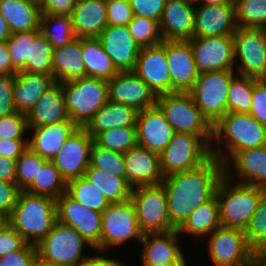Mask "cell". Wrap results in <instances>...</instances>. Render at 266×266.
<instances>
[{
    "label": "cell",
    "instance_id": "6da1fadb",
    "mask_svg": "<svg viewBox=\"0 0 266 266\" xmlns=\"http://www.w3.org/2000/svg\"><path fill=\"white\" fill-rule=\"evenodd\" d=\"M224 176L223 163L211 156L200 166L165 176L161 182L167 196L171 223L178 229L200 205L215 196Z\"/></svg>",
    "mask_w": 266,
    "mask_h": 266
},
{
    "label": "cell",
    "instance_id": "7a4b0ae2",
    "mask_svg": "<svg viewBox=\"0 0 266 266\" xmlns=\"http://www.w3.org/2000/svg\"><path fill=\"white\" fill-rule=\"evenodd\" d=\"M266 145V126L249 113L227 112L213 125L211 155L223 164L236 152Z\"/></svg>",
    "mask_w": 266,
    "mask_h": 266
},
{
    "label": "cell",
    "instance_id": "3957f363",
    "mask_svg": "<svg viewBox=\"0 0 266 266\" xmlns=\"http://www.w3.org/2000/svg\"><path fill=\"white\" fill-rule=\"evenodd\" d=\"M57 221L54 198L20 191L8 223L21 235L25 243L37 245Z\"/></svg>",
    "mask_w": 266,
    "mask_h": 266
},
{
    "label": "cell",
    "instance_id": "277c9868",
    "mask_svg": "<svg viewBox=\"0 0 266 266\" xmlns=\"http://www.w3.org/2000/svg\"><path fill=\"white\" fill-rule=\"evenodd\" d=\"M265 194L264 188L238 183L223 176L215 193L221 227L244 230Z\"/></svg>",
    "mask_w": 266,
    "mask_h": 266
},
{
    "label": "cell",
    "instance_id": "5b68a950",
    "mask_svg": "<svg viewBox=\"0 0 266 266\" xmlns=\"http://www.w3.org/2000/svg\"><path fill=\"white\" fill-rule=\"evenodd\" d=\"M69 118L78 127H85L108 101L107 81L93 77H83L62 82Z\"/></svg>",
    "mask_w": 266,
    "mask_h": 266
},
{
    "label": "cell",
    "instance_id": "8992f818",
    "mask_svg": "<svg viewBox=\"0 0 266 266\" xmlns=\"http://www.w3.org/2000/svg\"><path fill=\"white\" fill-rule=\"evenodd\" d=\"M142 235L131 200L111 203L102 212L100 251L117 252V249H123L129 244L131 247L133 242V248L136 246L138 249Z\"/></svg>",
    "mask_w": 266,
    "mask_h": 266
},
{
    "label": "cell",
    "instance_id": "52a82bcc",
    "mask_svg": "<svg viewBox=\"0 0 266 266\" xmlns=\"http://www.w3.org/2000/svg\"><path fill=\"white\" fill-rule=\"evenodd\" d=\"M36 248L40 256L59 266H80L95 249L76 229L59 221Z\"/></svg>",
    "mask_w": 266,
    "mask_h": 266
},
{
    "label": "cell",
    "instance_id": "ba28073f",
    "mask_svg": "<svg viewBox=\"0 0 266 266\" xmlns=\"http://www.w3.org/2000/svg\"><path fill=\"white\" fill-rule=\"evenodd\" d=\"M212 140L213 136L174 133L171 141L159 155L164 177L194 169L206 162L212 156Z\"/></svg>",
    "mask_w": 266,
    "mask_h": 266
},
{
    "label": "cell",
    "instance_id": "9c48e42d",
    "mask_svg": "<svg viewBox=\"0 0 266 266\" xmlns=\"http://www.w3.org/2000/svg\"><path fill=\"white\" fill-rule=\"evenodd\" d=\"M236 75L235 70L200 73L189 91L202 115L212 126L227 113L229 85Z\"/></svg>",
    "mask_w": 266,
    "mask_h": 266
},
{
    "label": "cell",
    "instance_id": "30bf717a",
    "mask_svg": "<svg viewBox=\"0 0 266 266\" xmlns=\"http://www.w3.org/2000/svg\"><path fill=\"white\" fill-rule=\"evenodd\" d=\"M156 105L164 113L174 133L213 136V126L202 115L189 92L158 95Z\"/></svg>",
    "mask_w": 266,
    "mask_h": 266
},
{
    "label": "cell",
    "instance_id": "8fae6325",
    "mask_svg": "<svg viewBox=\"0 0 266 266\" xmlns=\"http://www.w3.org/2000/svg\"><path fill=\"white\" fill-rule=\"evenodd\" d=\"M205 241L207 261L213 266H245L257 256L252 250L244 230L238 228H216L202 242Z\"/></svg>",
    "mask_w": 266,
    "mask_h": 266
},
{
    "label": "cell",
    "instance_id": "7c38bea8",
    "mask_svg": "<svg viewBox=\"0 0 266 266\" xmlns=\"http://www.w3.org/2000/svg\"><path fill=\"white\" fill-rule=\"evenodd\" d=\"M130 200L143 234L167 233L177 229L168 215L167 196L162 184L134 188Z\"/></svg>",
    "mask_w": 266,
    "mask_h": 266
},
{
    "label": "cell",
    "instance_id": "4fadbf2b",
    "mask_svg": "<svg viewBox=\"0 0 266 266\" xmlns=\"http://www.w3.org/2000/svg\"><path fill=\"white\" fill-rule=\"evenodd\" d=\"M233 37L237 75L266 79V29L238 27Z\"/></svg>",
    "mask_w": 266,
    "mask_h": 266
},
{
    "label": "cell",
    "instance_id": "5bb4252c",
    "mask_svg": "<svg viewBox=\"0 0 266 266\" xmlns=\"http://www.w3.org/2000/svg\"><path fill=\"white\" fill-rule=\"evenodd\" d=\"M93 142L86 129L78 127L51 159L66 182L84 176Z\"/></svg>",
    "mask_w": 266,
    "mask_h": 266
},
{
    "label": "cell",
    "instance_id": "9a60e30c",
    "mask_svg": "<svg viewBox=\"0 0 266 266\" xmlns=\"http://www.w3.org/2000/svg\"><path fill=\"white\" fill-rule=\"evenodd\" d=\"M57 221L76 229L96 250L100 251L102 213L86 208L66 192L56 200Z\"/></svg>",
    "mask_w": 266,
    "mask_h": 266
},
{
    "label": "cell",
    "instance_id": "2e32d148",
    "mask_svg": "<svg viewBox=\"0 0 266 266\" xmlns=\"http://www.w3.org/2000/svg\"><path fill=\"white\" fill-rule=\"evenodd\" d=\"M199 73L234 70V37H193L189 40Z\"/></svg>",
    "mask_w": 266,
    "mask_h": 266
},
{
    "label": "cell",
    "instance_id": "e0dca14e",
    "mask_svg": "<svg viewBox=\"0 0 266 266\" xmlns=\"http://www.w3.org/2000/svg\"><path fill=\"white\" fill-rule=\"evenodd\" d=\"M182 239L177 229L167 233L143 234L138 247L141 252L137 250L140 266H171L177 263L186 255Z\"/></svg>",
    "mask_w": 266,
    "mask_h": 266
},
{
    "label": "cell",
    "instance_id": "ac0fdd59",
    "mask_svg": "<svg viewBox=\"0 0 266 266\" xmlns=\"http://www.w3.org/2000/svg\"><path fill=\"white\" fill-rule=\"evenodd\" d=\"M223 168L232 181L266 189V145L236 151Z\"/></svg>",
    "mask_w": 266,
    "mask_h": 266
},
{
    "label": "cell",
    "instance_id": "d6986e66",
    "mask_svg": "<svg viewBox=\"0 0 266 266\" xmlns=\"http://www.w3.org/2000/svg\"><path fill=\"white\" fill-rule=\"evenodd\" d=\"M108 100L123 103L137 111L156 106L157 95L134 72L120 71L107 81Z\"/></svg>",
    "mask_w": 266,
    "mask_h": 266
},
{
    "label": "cell",
    "instance_id": "ffe728a7",
    "mask_svg": "<svg viewBox=\"0 0 266 266\" xmlns=\"http://www.w3.org/2000/svg\"><path fill=\"white\" fill-rule=\"evenodd\" d=\"M134 72L157 96L170 93V72L166 57V40L155 46L141 48Z\"/></svg>",
    "mask_w": 266,
    "mask_h": 266
},
{
    "label": "cell",
    "instance_id": "44dd1931",
    "mask_svg": "<svg viewBox=\"0 0 266 266\" xmlns=\"http://www.w3.org/2000/svg\"><path fill=\"white\" fill-rule=\"evenodd\" d=\"M170 93L189 92L199 77L189 41H166Z\"/></svg>",
    "mask_w": 266,
    "mask_h": 266
},
{
    "label": "cell",
    "instance_id": "7402d4cb",
    "mask_svg": "<svg viewBox=\"0 0 266 266\" xmlns=\"http://www.w3.org/2000/svg\"><path fill=\"white\" fill-rule=\"evenodd\" d=\"M237 28L235 4L195 5L194 37L233 36Z\"/></svg>",
    "mask_w": 266,
    "mask_h": 266
},
{
    "label": "cell",
    "instance_id": "603a6c76",
    "mask_svg": "<svg viewBox=\"0 0 266 266\" xmlns=\"http://www.w3.org/2000/svg\"><path fill=\"white\" fill-rule=\"evenodd\" d=\"M98 39L119 72L134 71L141 48L130 34L128 26L107 25Z\"/></svg>",
    "mask_w": 266,
    "mask_h": 266
},
{
    "label": "cell",
    "instance_id": "cb8c5ba5",
    "mask_svg": "<svg viewBox=\"0 0 266 266\" xmlns=\"http://www.w3.org/2000/svg\"><path fill=\"white\" fill-rule=\"evenodd\" d=\"M136 130L138 145L159 155L174 134L173 128L157 105L138 111Z\"/></svg>",
    "mask_w": 266,
    "mask_h": 266
},
{
    "label": "cell",
    "instance_id": "d4e9b609",
    "mask_svg": "<svg viewBox=\"0 0 266 266\" xmlns=\"http://www.w3.org/2000/svg\"><path fill=\"white\" fill-rule=\"evenodd\" d=\"M195 5L185 0H166L159 30L163 40L189 41L194 37Z\"/></svg>",
    "mask_w": 266,
    "mask_h": 266
},
{
    "label": "cell",
    "instance_id": "484cf974",
    "mask_svg": "<svg viewBox=\"0 0 266 266\" xmlns=\"http://www.w3.org/2000/svg\"><path fill=\"white\" fill-rule=\"evenodd\" d=\"M126 179L134 189L141 186L161 184L164 175L159 154L139 145L124 153Z\"/></svg>",
    "mask_w": 266,
    "mask_h": 266
},
{
    "label": "cell",
    "instance_id": "4316f807",
    "mask_svg": "<svg viewBox=\"0 0 266 266\" xmlns=\"http://www.w3.org/2000/svg\"><path fill=\"white\" fill-rule=\"evenodd\" d=\"M77 128L71 120L29 128L28 147L43 159L51 161Z\"/></svg>",
    "mask_w": 266,
    "mask_h": 266
},
{
    "label": "cell",
    "instance_id": "83f0119b",
    "mask_svg": "<svg viewBox=\"0 0 266 266\" xmlns=\"http://www.w3.org/2000/svg\"><path fill=\"white\" fill-rule=\"evenodd\" d=\"M71 19L76 37L98 38L108 25L106 0L76 1Z\"/></svg>",
    "mask_w": 266,
    "mask_h": 266
},
{
    "label": "cell",
    "instance_id": "f1b7e54d",
    "mask_svg": "<svg viewBox=\"0 0 266 266\" xmlns=\"http://www.w3.org/2000/svg\"><path fill=\"white\" fill-rule=\"evenodd\" d=\"M26 116L28 128L70 120L61 83L56 81L48 88Z\"/></svg>",
    "mask_w": 266,
    "mask_h": 266
},
{
    "label": "cell",
    "instance_id": "f546056e",
    "mask_svg": "<svg viewBox=\"0 0 266 266\" xmlns=\"http://www.w3.org/2000/svg\"><path fill=\"white\" fill-rule=\"evenodd\" d=\"M55 82L53 75L18 71L14 78V107L16 112L27 115L36 101Z\"/></svg>",
    "mask_w": 266,
    "mask_h": 266
},
{
    "label": "cell",
    "instance_id": "4dcf8cb0",
    "mask_svg": "<svg viewBox=\"0 0 266 266\" xmlns=\"http://www.w3.org/2000/svg\"><path fill=\"white\" fill-rule=\"evenodd\" d=\"M219 227H221L219 202L215 195L195 209L177 230L183 240L187 235L188 238H191L192 243L195 240H197L196 242H202L211 232Z\"/></svg>",
    "mask_w": 266,
    "mask_h": 266
},
{
    "label": "cell",
    "instance_id": "1f68e13d",
    "mask_svg": "<svg viewBox=\"0 0 266 266\" xmlns=\"http://www.w3.org/2000/svg\"><path fill=\"white\" fill-rule=\"evenodd\" d=\"M82 56L81 38L79 37L62 47L53 49L54 80L62 83L86 77Z\"/></svg>",
    "mask_w": 266,
    "mask_h": 266
},
{
    "label": "cell",
    "instance_id": "d6a6232c",
    "mask_svg": "<svg viewBox=\"0 0 266 266\" xmlns=\"http://www.w3.org/2000/svg\"><path fill=\"white\" fill-rule=\"evenodd\" d=\"M138 111L126 104L108 100L84 127L94 138L99 132L115 127H136Z\"/></svg>",
    "mask_w": 266,
    "mask_h": 266
},
{
    "label": "cell",
    "instance_id": "836d02e7",
    "mask_svg": "<svg viewBox=\"0 0 266 266\" xmlns=\"http://www.w3.org/2000/svg\"><path fill=\"white\" fill-rule=\"evenodd\" d=\"M0 15L11 33L39 30L40 5L29 0H0Z\"/></svg>",
    "mask_w": 266,
    "mask_h": 266
},
{
    "label": "cell",
    "instance_id": "e575fe53",
    "mask_svg": "<svg viewBox=\"0 0 266 266\" xmlns=\"http://www.w3.org/2000/svg\"><path fill=\"white\" fill-rule=\"evenodd\" d=\"M81 48L86 77L108 81L119 73L98 38H81Z\"/></svg>",
    "mask_w": 266,
    "mask_h": 266
},
{
    "label": "cell",
    "instance_id": "d590c367",
    "mask_svg": "<svg viewBox=\"0 0 266 266\" xmlns=\"http://www.w3.org/2000/svg\"><path fill=\"white\" fill-rule=\"evenodd\" d=\"M84 177L96 186L110 203H121L131 198L133 188L128 184L127 179L90 165L85 171Z\"/></svg>",
    "mask_w": 266,
    "mask_h": 266
},
{
    "label": "cell",
    "instance_id": "8d00e7d4",
    "mask_svg": "<svg viewBox=\"0 0 266 266\" xmlns=\"http://www.w3.org/2000/svg\"><path fill=\"white\" fill-rule=\"evenodd\" d=\"M39 31L51 43L53 49L62 47L76 38L69 15L41 14Z\"/></svg>",
    "mask_w": 266,
    "mask_h": 266
},
{
    "label": "cell",
    "instance_id": "74e56055",
    "mask_svg": "<svg viewBox=\"0 0 266 266\" xmlns=\"http://www.w3.org/2000/svg\"><path fill=\"white\" fill-rule=\"evenodd\" d=\"M66 193L84 207L101 213L111 204L84 176L68 181Z\"/></svg>",
    "mask_w": 266,
    "mask_h": 266
},
{
    "label": "cell",
    "instance_id": "f35d334b",
    "mask_svg": "<svg viewBox=\"0 0 266 266\" xmlns=\"http://www.w3.org/2000/svg\"><path fill=\"white\" fill-rule=\"evenodd\" d=\"M67 182L63 179L58 169L51 161H47L39 170L37 177L25 190L34 195H43L57 200L66 192Z\"/></svg>",
    "mask_w": 266,
    "mask_h": 266
},
{
    "label": "cell",
    "instance_id": "ab89813d",
    "mask_svg": "<svg viewBox=\"0 0 266 266\" xmlns=\"http://www.w3.org/2000/svg\"><path fill=\"white\" fill-rule=\"evenodd\" d=\"M52 55L51 43L40 33L34 40H29V60L25 62V72L53 75Z\"/></svg>",
    "mask_w": 266,
    "mask_h": 266
},
{
    "label": "cell",
    "instance_id": "60d3db41",
    "mask_svg": "<svg viewBox=\"0 0 266 266\" xmlns=\"http://www.w3.org/2000/svg\"><path fill=\"white\" fill-rule=\"evenodd\" d=\"M94 143L115 152L126 153L138 145L136 127H115L99 132Z\"/></svg>",
    "mask_w": 266,
    "mask_h": 266
},
{
    "label": "cell",
    "instance_id": "b9f144b4",
    "mask_svg": "<svg viewBox=\"0 0 266 266\" xmlns=\"http://www.w3.org/2000/svg\"><path fill=\"white\" fill-rule=\"evenodd\" d=\"M253 88L254 78L236 75L229 85L227 112L249 113Z\"/></svg>",
    "mask_w": 266,
    "mask_h": 266
},
{
    "label": "cell",
    "instance_id": "7bdbcfd3",
    "mask_svg": "<svg viewBox=\"0 0 266 266\" xmlns=\"http://www.w3.org/2000/svg\"><path fill=\"white\" fill-rule=\"evenodd\" d=\"M237 26L266 29V0H234Z\"/></svg>",
    "mask_w": 266,
    "mask_h": 266
},
{
    "label": "cell",
    "instance_id": "ee69618b",
    "mask_svg": "<svg viewBox=\"0 0 266 266\" xmlns=\"http://www.w3.org/2000/svg\"><path fill=\"white\" fill-rule=\"evenodd\" d=\"M89 165L93 168H97L126 179L124 153L99 147L93 142L90 151Z\"/></svg>",
    "mask_w": 266,
    "mask_h": 266
},
{
    "label": "cell",
    "instance_id": "f6af8a7d",
    "mask_svg": "<svg viewBox=\"0 0 266 266\" xmlns=\"http://www.w3.org/2000/svg\"><path fill=\"white\" fill-rule=\"evenodd\" d=\"M47 161L29 147L22 153L16 160V184L20 191H25L32 184Z\"/></svg>",
    "mask_w": 266,
    "mask_h": 266
},
{
    "label": "cell",
    "instance_id": "bcb514c9",
    "mask_svg": "<svg viewBox=\"0 0 266 266\" xmlns=\"http://www.w3.org/2000/svg\"><path fill=\"white\" fill-rule=\"evenodd\" d=\"M128 28L140 48L155 46L163 41L159 30V23L153 19L134 16L128 24Z\"/></svg>",
    "mask_w": 266,
    "mask_h": 266
},
{
    "label": "cell",
    "instance_id": "7dc6e473",
    "mask_svg": "<svg viewBox=\"0 0 266 266\" xmlns=\"http://www.w3.org/2000/svg\"><path fill=\"white\" fill-rule=\"evenodd\" d=\"M39 30L12 33L6 41L13 68L25 72V62L29 60V40H34Z\"/></svg>",
    "mask_w": 266,
    "mask_h": 266
},
{
    "label": "cell",
    "instance_id": "c3c4849f",
    "mask_svg": "<svg viewBox=\"0 0 266 266\" xmlns=\"http://www.w3.org/2000/svg\"><path fill=\"white\" fill-rule=\"evenodd\" d=\"M244 234L248 244L256 254L266 247V194L244 229Z\"/></svg>",
    "mask_w": 266,
    "mask_h": 266
},
{
    "label": "cell",
    "instance_id": "681fc988",
    "mask_svg": "<svg viewBox=\"0 0 266 266\" xmlns=\"http://www.w3.org/2000/svg\"><path fill=\"white\" fill-rule=\"evenodd\" d=\"M29 128L26 114L14 112L0 117V139L28 140Z\"/></svg>",
    "mask_w": 266,
    "mask_h": 266
},
{
    "label": "cell",
    "instance_id": "f907efd6",
    "mask_svg": "<svg viewBox=\"0 0 266 266\" xmlns=\"http://www.w3.org/2000/svg\"><path fill=\"white\" fill-rule=\"evenodd\" d=\"M107 21L111 26H128L134 17L129 0H106Z\"/></svg>",
    "mask_w": 266,
    "mask_h": 266
},
{
    "label": "cell",
    "instance_id": "816d5d0a",
    "mask_svg": "<svg viewBox=\"0 0 266 266\" xmlns=\"http://www.w3.org/2000/svg\"><path fill=\"white\" fill-rule=\"evenodd\" d=\"M249 114L266 126V79L254 78L251 110Z\"/></svg>",
    "mask_w": 266,
    "mask_h": 266
},
{
    "label": "cell",
    "instance_id": "f5cc1de1",
    "mask_svg": "<svg viewBox=\"0 0 266 266\" xmlns=\"http://www.w3.org/2000/svg\"><path fill=\"white\" fill-rule=\"evenodd\" d=\"M15 75L0 74V117L16 112L14 107Z\"/></svg>",
    "mask_w": 266,
    "mask_h": 266
},
{
    "label": "cell",
    "instance_id": "db71d44e",
    "mask_svg": "<svg viewBox=\"0 0 266 266\" xmlns=\"http://www.w3.org/2000/svg\"><path fill=\"white\" fill-rule=\"evenodd\" d=\"M134 16L153 19L159 23L166 0H129Z\"/></svg>",
    "mask_w": 266,
    "mask_h": 266
},
{
    "label": "cell",
    "instance_id": "11a10c76",
    "mask_svg": "<svg viewBox=\"0 0 266 266\" xmlns=\"http://www.w3.org/2000/svg\"><path fill=\"white\" fill-rule=\"evenodd\" d=\"M37 253L35 245L25 243L19 250L0 258V266H31Z\"/></svg>",
    "mask_w": 266,
    "mask_h": 266
},
{
    "label": "cell",
    "instance_id": "9f6ffc18",
    "mask_svg": "<svg viewBox=\"0 0 266 266\" xmlns=\"http://www.w3.org/2000/svg\"><path fill=\"white\" fill-rule=\"evenodd\" d=\"M19 192L16 183L0 180V214L10 217Z\"/></svg>",
    "mask_w": 266,
    "mask_h": 266
},
{
    "label": "cell",
    "instance_id": "6f0895ef",
    "mask_svg": "<svg viewBox=\"0 0 266 266\" xmlns=\"http://www.w3.org/2000/svg\"><path fill=\"white\" fill-rule=\"evenodd\" d=\"M24 244L21 235L8 223L0 232V258L19 250Z\"/></svg>",
    "mask_w": 266,
    "mask_h": 266
},
{
    "label": "cell",
    "instance_id": "680465c9",
    "mask_svg": "<svg viewBox=\"0 0 266 266\" xmlns=\"http://www.w3.org/2000/svg\"><path fill=\"white\" fill-rule=\"evenodd\" d=\"M112 253L113 252L110 251H99L94 249L80 266H130L128 261L125 262V259L121 260L119 257L114 258Z\"/></svg>",
    "mask_w": 266,
    "mask_h": 266
},
{
    "label": "cell",
    "instance_id": "91938a15",
    "mask_svg": "<svg viewBox=\"0 0 266 266\" xmlns=\"http://www.w3.org/2000/svg\"><path fill=\"white\" fill-rule=\"evenodd\" d=\"M77 0H43L40 4L43 15H69L75 7Z\"/></svg>",
    "mask_w": 266,
    "mask_h": 266
},
{
    "label": "cell",
    "instance_id": "94428289",
    "mask_svg": "<svg viewBox=\"0 0 266 266\" xmlns=\"http://www.w3.org/2000/svg\"><path fill=\"white\" fill-rule=\"evenodd\" d=\"M28 148V140L0 139V157L17 160Z\"/></svg>",
    "mask_w": 266,
    "mask_h": 266
},
{
    "label": "cell",
    "instance_id": "6125c7cd",
    "mask_svg": "<svg viewBox=\"0 0 266 266\" xmlns=\"http://www.w3.org/2000/svg\"><path fill=\"white\" fill-rule=\"evenodd\" d=\"M0 180L16 183V160L0 157Z\"/></svg>",
    "mask_w": 266,
    "mask_h": 266
},
{
    "label": "cell",
    "instance_id": "be15d7a7",
    "mask_svg": "<svg viewBox=\"0 0 266 266\" xmlns=\"http://www.w3.org/2000/svg\"><path fill=\"white\" fill-rule=\"evenodd\" d=\"M17 71L13 68L10 53L6 42H0V74L15 75Z\"/></svg>",
    "mask_w": 266,
    "mask_h": 266
},
{
    "label": "cell",
    "instance_id": "e7e4bbea",
    "mask_svg": "<svg viewBox=\"0 0 266 266\" xmlns=\"http://www.w3.org/2000/svg\"><path fill=\"white\" fill-rule=\"evenodd\" d=\"M11 34L12 33L8 27L7 22L0 15V42H6L10 38Z\"/></svg>",
    "mask_w": 266,
    "mask_h": 266
},
{
    "label": "cell",
    "instance_id": "03108f58",
    "mask_svg": "<svg viewBox=\"0 0 266 266\" xmlns=\"http://www.w3.org/2000/svg\"><path fill=\"white\" fill-rule=\"evenodd\" d=\"M31 266H59V265L43 258L38 253H36Z\"/></svg>",
    "mask_w": 266,
    "mask_h": 266
},
{
    "label": "cell",
    "instance_id": "003e7915",
    "mask_svg": "<svg viewBox=\"0 0 266 266\" xmlns=\"http://www.w3.org/2000/svg\"><path fill=\"white\" fill-rule=\"evenodd\" d=\"M201 4L222 5V4H235V3L234 0H201Z\"/></svg>",
    "mask_w": 266,
    "mask_h": 266
},
{
    "label": "cell",
    "instance_id": "a7ac6f4b",
    "mask_svg": "<svg viewBox=\"0 0 266 266\" xmlns=\"http://www.w3.org/2000/svg\"><path fill=\"white\" fill-rule=\"evenodd\" d=\"M259 260L260 266H266V247H264L256 256Z\"/></svg>",
    "mask_w": 266,
    "mask_h": 266
},
{
    "label": "cell",
    "instance_id": "89a4df30",
    "mask_svg": "<svg viewBox=\"0 0 266 266\" xmlns=\"http://www.w3.org/2000/svg\"><path fill=\"white\" fill-rule=\"evenodd\" d=\"M188 255H185L181 260L171 266H193L190 263V259L188 260ZM189 261V262H188ZM190 264V265H189Z\"/></svg>",
    "mask_w": 266,
    "mask_h": 266
},
{
    "label": "cell",
    "instance_id": "2644e50d",
    "mask_svg": "<svg viewBox=\"0 0 266 266\" xmlns=\"http://www.w3.org/2000/svg\"><path fill=\"white\" fill-rule=\"evenodd\" d=\"M8 224V217L0 214V232Z\"/></svg>",
    "mask_w": 266,
    "mask_h": 266
},
{
    "label": "cell",
    "instance_id": "8c879c8a",
    "mask_svg": "<svg viewBox=\"0 0 266 266\" xmlns=\"http://www.w3.org/2000/svg\"><path fill=\"white\" fill-rule=\"evenodd\" d=\"M245 266H260L259 260L256 257L251 263L245 265Z\"/></svg>",
    "mask_w": 266,
    "mask_h": 266
},
{
    "label": "cell",
    "instance_id": "753ad0ef",
    "mask_svg": "<svg viewBox=\"0 0 266 266\" xmlns=\"http://www.w3.org/2000/svg\"><path fill=\"white\" fill-rule=\"evenodd\" d=\"M185 1L193 5L201 4V0H185Z\"/></svg>",
    "mask_w": 266,
    "mask_h": 266
},
{
    "label": "cell",
    "instance_id": "34e18365",
    "mask_svg": "<svg viewBox=\"0 0 266 266\" xmlns=\"http://www.w3.org/2000/svg\"><path fill=\"white\" fill-rule=\"evenodd\" d=\"M29 1L34 2V3L38 4V5H40L43 0H29Z\"/></svg>",
    "mask_w": 266,
    "mask_h": 266
}]
</instances>
